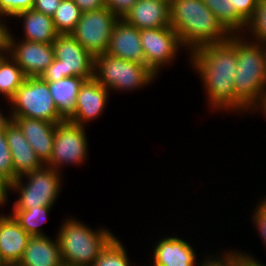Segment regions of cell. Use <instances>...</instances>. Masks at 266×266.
Here are the masks:
<instances>
[{
  "instance_id": "18",
  "label": "cell",
  "mask_w": 266,
  "mask_h": 266,
  "mask_svg": "<svg viewBox=\"0 0 266 266\" xmlns=\"http://www.w3.org/2000/svg\"><path fill=\"white\" fill-rule=\"evenodd\" d=\"M138 30L170 26V3L162 0H137L123 18Z\"/></svg>"
},
{
  "instance_id": "27",
  "label": "cell",
  "mask_w": 266,
  "mask_h": 266,
  "mask_svg": "<svg viewBox=\"0 0 266 266\" xmlns=\"http://www.w3.org/2000/svg\"><path fill=\"white\" fill-rule=\"evenodd\" d=\"M124 245L114 237L101 251L92 266H131Z\"/></svg>"
},
{
  "instance_id": "43",
  "label": "cell",
  "mask_w": 266,
  "mask_h": 266,
  "mask_svg": "<svg viewBox=\"0 0 266 266\" xmlns=\"http://www.w3.org/2000/svg\"><path fill=\"white\" fill-rule=\"evenodd\" d=\"M1 266H19L18 264H2Z\"/></svg>"
},
{
  "instance_id": "5",
  "label": "cell",
  "mask_w": 266,
  "mask_h": 266,
  "mask_svg": "<svg viewBox=\"0 0 266 266\" xmlns=\"http://www.w3.org/2000/svg\"><path fill=\"white\" fill-rule=\"evenodd\" d=\"M157 76L145 65L108 53L94 57L93 78L109 91H131L149 86Z\"/></svg>"
},
{
  "instance_id": "31",
  "label": "cell",
  "mask_w": 266,
  "mask_h": 266,
  "mask_svg": "<svg viewBox=\"0 0 266 266\" xmlns=\"http://www.w3.org/2000/svg\"><path fill=\"white\" fill-rule=\"evenodd\" d=\"M233 9L248 24L254 17L260 0H232Z\"/></svg>"
},
{
  "instance_id": "20",
  "label": "cell",
  "mask_w": 266,
  "mask_h": 266,
  "mask_svg": "<svg viewBox=\"0 0 266 266\" xmlns=\"http://www.w3.org/2000/svg\"><path fill=\"white\" fill-rule=\"evenodd\" d=\"M19 266H64L58 238L31 236L24 250Z\"/></svg>"
},
{
  "instance_id": "32",
  "label": "cell",
  "mask_w": 266,
  "mask_h": 266,
  "mask_svg": "<svg viewBox=\"0 0 266 266\" xmlns=\"http://www.w3.org/2000/svg\"><path fill=\"white\" fill-rule=\"evenodd\" d=\"M256 209H254V214L252 217V223L255 224L256 229L258 228L259 236L262 238V242L266 246V197L260 200L258 205H256Z\"/></svg>"
},
{
  "instance_id": "39",
  "label": "cell",
  "mask_w": 266,
  "mask_h": 266,
  "mask_svg": "<svg viewBox=\"0 0 266 266\" xmlns=\"http://www.w3.org/2000/svg\"><path fill=\"white\" fill-rule=\"evenodd\" d=\"M1 19L0 16V48L6 44V32L8 30V27L5 24L7 20L3 19V21H1Z\"/></svg>"
},
{
  "instance_id": "40",
  "label": "cell",
  "mask_w": 266,
  "mask_h": 266,
  "mask_svg": "<svg viewBox=\"0 0 266 266\" xmlns=\"http://www.w3.org/2000/svg\"><path fill=\"white\" fill-rule=\"evenodd\" d=\"M9 56L7 45L0 48V65Z\"/></svg>"
},
{
  "instance_id": "1",
  "label": "cell",
  "mask_w": 266,
  "mask_h": 266,
  "mask_svg": "<svg viewBox=\"0 0 266 266\" xmlns=\"http://www.w3.org/2000/svg\"><path fill=\"white\" fill-rule=\"evenodd\" d=\"M190 62L201 78L212 109L248 112L238 101L234 89L237 72L236 45L230 40L206 45L190 53Z\"/></svg>"
},
{
  "instance_id": "29",
  "label": "cell",
  "mask_w": 266,
  "mask_h": 266,
  "mask_svg": "<svg viewBox=\"0 0 266 266\" xmlns=\"http://www.w3.org/2000/svg\"><path fill=\"white\" fill-rule=\"evenodd\" d=\"M251 34V39L261 44H266V0H260L253 19L246 29Z\"/></svg>"
},
{
  "instance_id": "35",
  "label": "cell",
  "mask_w": 266,
  "mask_h": 266,
  "mask_svg": "<svg viewBox=\"0 0 266 266\" xmlns=\"http://www.w3.org/2000/svg\"><path fill=\"white\" fill-rule=\"evenodd\" d=\"M62 0H34L32 9L53 16Z\"/></svg>"
},
{
  "instance_id": "44",
  "label": "cell",
  "mask_w": 266,
  "mask_h": 266,
  "mask_svg": "<svg viewBox=\"0 0 266 266\" xmlns=\"http://www.w3.org/2000/svg\"><path fill=\"white\" fill-rule=\"evenodd\" d=\"M164 2H167V3H171L172 0H162Z\"/></svg>"
},
{
  "instance_id": "28",
  "label": "cell",
  "mask_w": 266,
  "mask_h": 266,
  "mask_svg": "<svg viewBox=\"0 0 266 266\" xmlns=\"http://www.w3.org/2000/svg\"><path fill=\"white\" fill-rule=\"evenodd\" d=\"M0 178L8 185L16 179L11 151L5 137V123L0 129Z\"/></svg>"
},
{
  "instance_id": "45",
  "label": "cell",
  "mask_w": 266,
  "mask_h": 266,
  "mask_svg": "<svg viewBox=\"0 0 266 266\" xmlns=\"http://www.w3.org/2000/svg\"><path fill=\"white\" fill-rule=\"evenodd\" d=\"M264 46H265V62H266V44Z\"/></svg>"
},
{
  "instance_id": "12",
  "label": "cell",
  "mask_w": 266,
  "mask_h": 266,
  "mask_svg": "<svg viewBox=\"0 0 266 266\" xmlns=\"http://www.w3.org/2000/svg\"><path fill=\"white\" fill-rule=\"evenodd\" d=\"M11 30L6 32V45L9 56L19 65L26 77H40L53 62L52 43H40L24 40L15 41ZM17 42V43H16ZM17 44V45H16Z\"/></svg>"
},
{
  "instance_id": "15",
  "label": "cell",
  "mask_w": 266,
  "mask_h": 266,
  "mask_svg": "<svg viewBox=\"0 0 266 266\" xmlns=\"http://www.w3.org/2000/svg\"><path fill=\"white\" fill-rule=\"evenodd\" d=\"M8 118L18 125L39 159L46 164L51 158L57 123L20 116Z\"/></svg>"
},
{
  "instance_id": "38",
  "label": "cell",
  "mask_w": 266,
  "mask_h": 266,
  "mask_svg": "<svg viewBox=\"0 0 266 266\" xmlns=\"http://www.w3.org/2000/svg\"><path fill=\"white\" fill-rule=\"evenodd\" d=\"M9 185L0 178V207L8 200Z\"/></svg>"
},
{
  "instance_id": "19",
  "label": "cell",
  "mask_w": 266,
  "mask_h": 266,
  "mask_svg": "<svg viewBox=\"0 0 266 266\" xmlns=\"http://www.w3.org/2000/svg\"><path fill=\"white\" fill-rule=\"evenodd\" d=\"M189 244L179 237L162 238L154 245L151 266H197V254Z\"/></svg>"
},
{
  "instance_id": "42",
  "label": "cell",
  "mask_w": 266,
  "mask_h": 266,
  "mask_svg": "<svg viewBox=\"0 0 266 266\" xmlns=\"http://www.w3.org/2000/svg\"><path fill=\"white\" fill-rule=\"evenodd\" d=\"M9 118L5 117V115L1 112L0 110V129L3 127L4 123L8 120Z\"/></svg>"
},
{
  "instance_id": "16",
  "label": "cell",
  "mask_w": 266,
  "mask_h": 266,
  "mask_svg": "<svg viewBox=\"0 0 266 266\" xmlns=\"http://www.w3.org/2000/svg\"><path fill=\"white\" fill-rule=\"evenodd\" d=\"M106 53L124 60L145 64L140 30L128 24L124 19H119L112 30Z\"/></svg>"
},
{
  "instance_id": "37",
  "label": "cell",
  "mask_w": 266,
  "mask_h": 266,
  "mask_svg": "<svg viewBox=\"0 0 266 266\" xmlns=\"http://www.w3.org/2000/svg\"><path fill=\"white\" fill-rule=\"evenodd\" d=\"M82 12L97 10L105 7L106 0H74Z\"/></svg>"
},
{
  "instance_id": "8",
  "label": "cell",
  "mask_w": 266,
  "mask_h": 266,
  "mask_svg": "<svg viewBox=\"0 0 266 266\" xmlns=\"http://www.w3.org/2000/svg\"><path fill=\"white\" fill-rule=\"evenodd\" d=\"M27 177V178H25ZM28 181L25 183L23 179ZM60 172L44 165L40 169L18 177L9 190L19 192L12 210H27L38 206H53L61 191Z\"/></svg>"
},
{
  "instance_id": "17",
  "label": "cell",
  "mask_w": 266,
  "mask_h": 266,
  "mask_svg": "<svg viewBox=\"0 0 266 266\" xmlns=\"http://www.w3.org/2000/svg\"><path fill=\"white\" fill-rule=\"evenodd\" d=\"M30 237L12 215L0 213V260L3 264H18Z\"/></svg>"
},
{
  "instance_id": "9",
  "label": "cell",
  "mask_w": 266,
  "mask_h": 266,
  "mask_svg": "<svg viewBox=\"0 0 266 266\" xmlns=\"http://www.w3.org/2000/svg\"><path fill=\"white\" fill-rule=\"evenodd\" d=\"M118 20L106 6L82 12L81 19L71 35L95 57L107 52L112 30Z\"/></svg>"
},
{
  "instance_id": "6",
  "label": "cell",
  "mask_w": 266,
  "mask_h": 266,
  "mask_svg": "<svg viewBox=\"0 0 266 266\" xmlns=\"http://www.w3.org/2000/svg\"><path fill=\"white\" fill-rule=\"evenodd\" d=\"M8 103L11 104L9 116L42 119L51 123L66 120L53 100L49 83L41 77H26Z\"/></svg>"
},
{
  "instance_id": "34",
  "label": "cell",
  "mask_w": 266,
  "mask_h": 266,
  "mask_svg": "<svg viewBox=\"0 0 266 266\" xmlns=\"http://www.w3.org/2000/svg\"><path fill=\"white\" fill-rule=\"evenodd\" d=\"M235 254H236V250L234 251H228L225 252L224 254H222V256L220 255L217 258V254H216V258L213 256L210 259V256L208 258L199 263L197 266H235ZM213 258V259H212Z\"/></svg>"
},
{
  "instance_id": "14",
  "label": "cell",
  "mask_w": 266,
  "mask_h": 266,
  "mask_svg": "<svg viewBox=\"0 0 266 266\" xmlns=\"http://www.w3.org/2000/svg\"><path fill=\"white\" fill-rule=\"evenodd\" d=\"M5 137L11 151L16 179L45 165L26 140L21 129L11 119L5 122Z\"/></svg>"
},
{
  "instance_id": "11",
  "label": "cell",
  "mask_w": 266,
  "mask_h": 266,
  "mask_svg": "<svg viewBox=\"0 0 266 266\" xmlns=\"http://www.w3.org/2000/svg\"><path fill=\"white\" fill-rule=\"evenodd\" d=\"M145 65L156 75L160 68L172 63L182 47L177 32L171 27L140 30Z\"/></svg>"
},
{
  "instance_id": "2",
  "label": "cell",
  "mask_w": 266,
  "mask_h": 266,
  "mask_svg": "<svg viewBox=\"0 0 266 266\" xmlns=\"http://www.w3.org/2000/svg\"><path fill=\"white\" fill-rule=\"evenodd\" d=\"M170 26L191 53L206 45L225 42L231 35L203 0H172Z\"/></svg>"
},
{
  "instance_id": "36",
  "label": "cell",
  "mask_w": 266,
  "mask_h": 266,
  "mask_svg": "<svg viewBox=\"0 0 266 266\" xmlns=\"http://www.w3.org/2000/svg\"><path fill=\"white\" fill-rule=\"evenodd\" d=\"M252 255H248L246 252L237 251L235 254V266H265L259 261L255 260Z\"/></svg>"
},
{
  "instance_id": "4",
  "label": "cell",
  "mask_w": 266,
  "mask_h": 266,
  "mask_svg": "<svg viewBox=\"0 0 266 266\" xmlns=\"http://www.w3.org/2000/svg\"><path fill=\"white\" fill-rule=\"evenodd\" d=\"M57 237L64 266H92L101 251L115 237L105 227L93 230L77 219H66Z\"/></svg>"
},
{
  "instance_id": "26",
  "label": "cell",
  "mask_w": 266,
  "mask_h": 266,
  "mask_svg": "<svg viewBox=\"0 0 266 266\" xmlns=\"http://www.w3.org/2000/svg\"><path fill=\"white\" fill-rule=\"evenodd\" d=\"M82 11L74 0H62L52 16L54 27L59 35L71 34L81 19Z\"/></svg>"
},
{
  "instance_id": "24",
  "label": "cell",
  "mask_w": 266,
  "mask_h": 266,
  "mask_svg": "<svg viewBox=\"0 0 266 266\" xmlns=\"http://www.w3.org/2000/svg\"><path fill=\"white\" fill-rule=\"evenodd\" d=\"M25 78L19 65L8 56L0 65V94H3L9 101L23 84Z\"/></svg>"
},
{
  "instance_id": "22",
  "label": "cell",
  "mask_w": 266,
  "mask_h": 266,
  "mask_svg": "<svg viewBox=\"0 0 266 266\" xmlns=\"http://www.w3.org/2000/svg\"><path fill=\"white\" fill-rule=\"evenodd\" d=\"M85 81L81 77H65L56 82H48L53 100L59 111L67 117L71 112L79 92Z\"/></svg>"
},
{
  "instance_id": "30",
  "label": "cell",
  "mask_w": 266,
  "mask_h": 266,
  "mask_svg": "<svg viewBox=\"0 0 266 266\" xmlns=\"http://www.w3.org/2000/svg\"><path fill=\"white\" fill-rule=\"evenodd\" d=\"M33 5L34 0H0V16L13 18L25 10L32 9Z\"/></svg>"
},
{
  "instance_id": "21",
  "label": "cell",
  "mask_w": 266,
  "mask_h": 266,
  "mask_svg": "<svg viewBox=\"0 0 266 266\" xmlns=\"http://www.w3.org/2000/svg\"><path fill=\"white\" fill-rule=\"evenodd\" d=\"M14 18H19L23 21L24 40L52 43L59 35L55 30L52 17L34 9L25 10Z\"/></svg>"
},
{
  "instance_id": "13",
  "label": "cell",
  "mask_w": 266,
  "mask_h": 266,
  "mask_svg": "<svg viewBox=\"0 0 266 266\" xmlns=\"http://www.w3.org/2000/svg\"><path fill=\"white\" fill-rule=\"evenodd\" d=\"M110 92L94 78L85 80L80 86L72 112L66 117L72 123H85L98 118L106 108Z\"/></svg>"
},
{
  "instance_id": "7",
  "label": "cell",
  "mask_w": 266,
  "mask_h": 266,
  "mask_svg": "<svg viewBox=\"0 0 266 266\" xmlns=\"http://www.w3.org/2000/svg\"><path fill=\"white\" fill-rule=\"evenodd\" d=\"M54 60L40 76L47 82L65 77L93 78L94 57L71 35H58L52 42Z\"/></svg>"
},
{
  "instance_id": "23",
  "label": "cell",
  "mask_w": 266,
  "mask_h": 266,
  "mask_svg": "<svg viewBox=\"0 0 266 266\" xmlns=\"http://www.w3.org/2000/svg\"><path fill=\"white\" fill-rule=\"evenodd\" d=\"M203 2L230 34H240L247 29L248 24L233 9L232 0H203Z\"/></svg>"
},
{
  "instance_id": "33",
  "label": "cell",
  "mask_w": 266,
  "mask_h": 266,
  "mask_svg": "<svg viewBox=\"0 0 266 266\" xmlns=\"http://www.w3.org/2000/svg\"><path fill=\"white\" fill-rule=\"evenodd\" d=\"M136 3L137 0H106L105 6L119 19H123Z\"/></svg>"
},
{
  "instance_id": "25",
  "label": "cell",
  "mask_w": 266,
  "mask_h": 266,
  "mask_svg": "<svg viewBox=\"0 0 266 266\" xmlns=\"http://www.w3.org/2000/svg\"><path fill=\"white\" fill-rule=\"evenodd\" d=\"M53 206H38L27 210H12V216L30 236H46L40 226L47 220Z\"/></svg>"
},
{
  "instance_id": "41",
  "label": "cell",
  "mask_w": 266,
  "mask_h": 266,
  "mask_svg": "<svg viewBox=\"0 0 266 266\" xmlns=\"http://www.w3.org/2000/svg\"><path fill=\"white\" fill-rule=\"evenodd\" d=\"M255 109L262 111L266 117V96L253 108V110Z\"/></svg>"
},
{
  "instance_id": "3",
  "label": "cell",
  "mask_w": 266,
  "mask_h": 266,
  "mask_svg": "<svg viewBox=\"0 0 266 266\" xmlns=\"http://www.w3.org/2000/svg\"><path fill=\"white\" fill-rule=\"evenodd\" d=\"M243 34H231L236 45L237 72L234 89L237 101L248 111L266 96L265 46L254 40H245ZM250 109V110H249Z\"/></svg>"
},
{
  "instance_id": "10",
  "label": "cell",
  "mask_w": 266,
  "mask_h": 266,
  "mask_svg": "<svg viewBox=\"0 0 266 266\" xmlns=\"http://www.w3.org/2000/svg\"><path fill=\"white\" fill-rule=\"evenodd\" d=\"M85 127L64 120L56 124L50 160L45 164L60 172L61 166L80 165L87 159L88 142Z\"/></svg>"
}]
</instances>
